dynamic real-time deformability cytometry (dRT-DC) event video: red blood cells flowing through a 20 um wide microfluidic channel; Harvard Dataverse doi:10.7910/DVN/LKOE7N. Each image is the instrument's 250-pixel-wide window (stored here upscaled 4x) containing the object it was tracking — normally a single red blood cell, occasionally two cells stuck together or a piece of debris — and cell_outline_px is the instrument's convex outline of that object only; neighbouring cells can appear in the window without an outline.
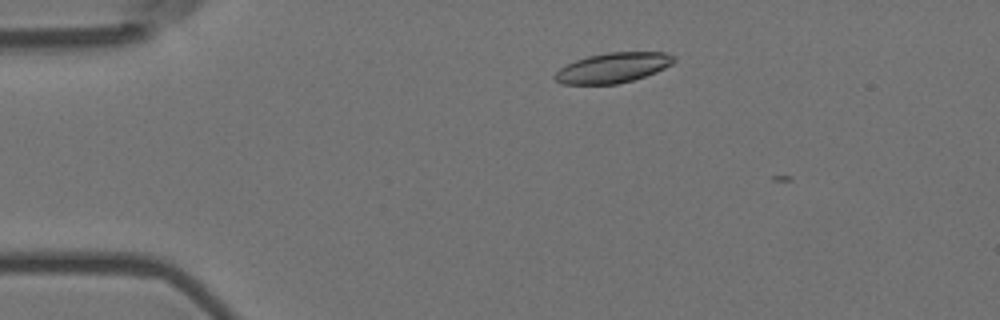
{"species": "Egyptian fruit bat (a non-hibernating species)", "species_latin": "Rousettus aegyptiacus", "temperature_condition": "room temperature", "stored_images_in_passage": 5, "camera_frame_rate_fps": 3000, "um_per_image_px": 0.085, "animal": {"sex": "female"}, "frame": {"image": 1, "passage_image": 2, "time_ms": 0.333, "image_size_px": [1000, 320], "cell_outline_px": [[676, 60], [672, 64], [656, 72], [632, 80], [616, 84], [564, 84], [556, 80], [552, 76], [560, 68], [576, 60], [588, 56], [608, 52], [664, 52], [676, 56]], "centroid_in_image_um": [52.12, 5.75], "position_along_channel_um": 32.9, "area_um2": 20.75}}